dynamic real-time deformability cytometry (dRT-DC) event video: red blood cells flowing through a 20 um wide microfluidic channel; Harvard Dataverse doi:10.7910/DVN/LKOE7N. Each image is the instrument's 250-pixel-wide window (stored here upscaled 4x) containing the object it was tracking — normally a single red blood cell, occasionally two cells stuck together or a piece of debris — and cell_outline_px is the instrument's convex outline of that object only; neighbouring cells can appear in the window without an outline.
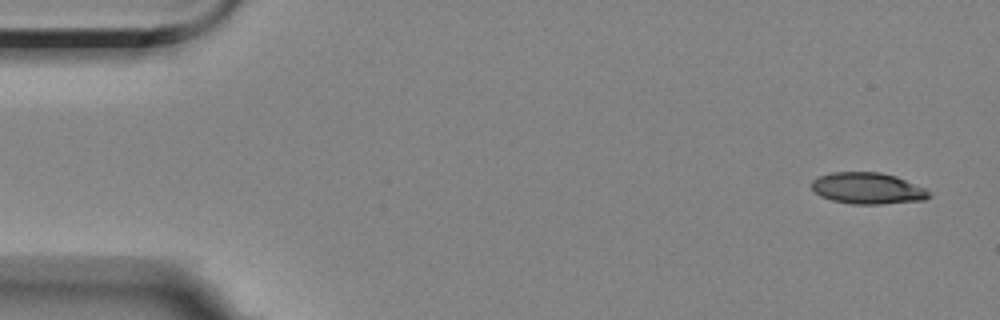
{"species": "Egyptian fruit bat (a non-hibernating species)", "species_latin": "Rousettus aegyptiacus", "temperature_condition": "room temperature", "stored_images_in_passage": 11, "camera_frame_rate_fps": 3000, "um_per_image_px": 0.085, "animal": {"sex": "female"}, "frame": {"image": 1, "passage_image": 1, "time_ms": 0.0, "image_size_px": [1000, 320], "cell_outline_px": [[932, 196], [924, 200], [880, 204], [852, 204], [832, 200], [820, 196], [812, 188], [812, 180], [820, 176], [832, 172], [880, 172], [896, 176], [924, 188]], "centroid_in_image_um": [73.74, 16.01], "position_along_channel_um": 11.3, "area_um2": 21.33}}
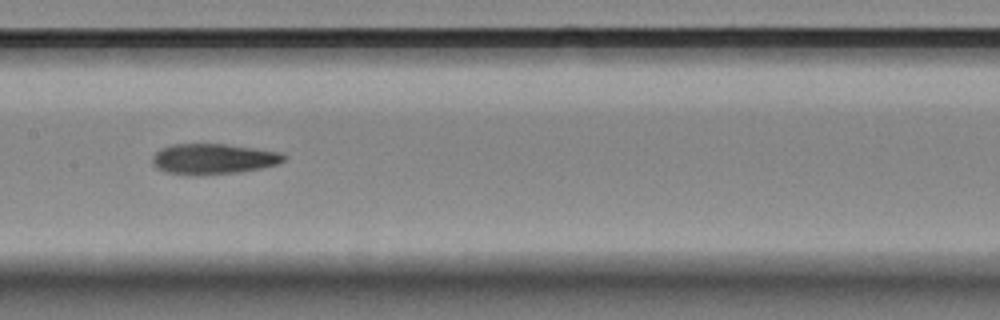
{"frame": {"image": 2, "passage_image": 7, "time_ms": 8.333, "image_size_px": [1000, 320], "cell_outline_px": [[288, 156], [280, 164], [260, 168], [236, 172], [192, 176], [168, 172], [156, 168], [152, 164], [152, 156], [160, 148], [172, 144], [224, 144], [284, 152]], "centroid_in_image_um": [18.14, 13.5], "position_along_channel_um": 189.3, "area_um2": 23.58}}
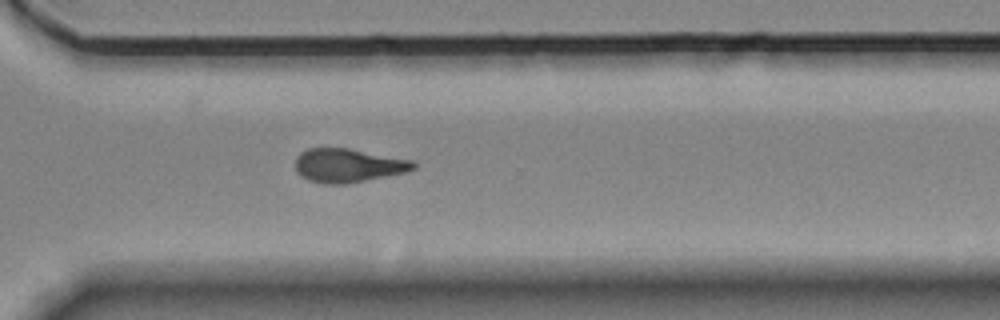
{"frame": {"image": 3, "passage_image": 11, "time_ms": 12.667, "image_size_px": [1000, 320], "cell_outline_px": [[416, 168], [408, 172], [344, 184], [324, 184], [308, 180], [300, 176], [296, 172], [296, 156], [300, 152], [308, 148], [348, 148], [412, 160], [416, 164]], "centroid_in_image_um": [29.57, 14.06], "position_along_channel_um": 341.0, "area_um2": 23.29}}